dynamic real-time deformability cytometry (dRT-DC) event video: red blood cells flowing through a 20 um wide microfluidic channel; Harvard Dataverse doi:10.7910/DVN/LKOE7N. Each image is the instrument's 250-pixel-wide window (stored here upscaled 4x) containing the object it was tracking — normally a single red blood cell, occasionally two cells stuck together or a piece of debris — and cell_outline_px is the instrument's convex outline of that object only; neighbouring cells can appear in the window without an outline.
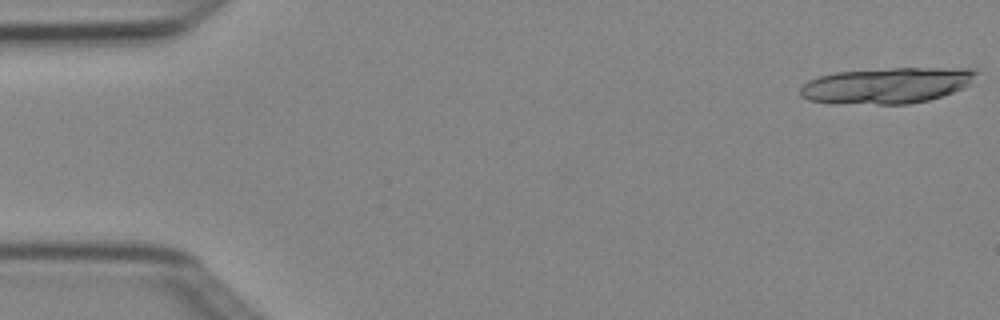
{"species": "Egyptian fruit bat (a non-hibernating species)", "species_latin": "Rousettus aegyptiacus", "temperature_condition": "cold", "stored_images_in_passage": 5, "camera_frame_rate_fps": 3000, "um_per_image_px": 0.085, "animal": {"sex": "female"}, "frame": {"image": 1, "passage_image": 1, "time_ms": 0.0, "image_size_px": [1000, 320], "cell_outline_px": [[980, 72], [964, 88], [928, 100], [908, 104], [876, 104], [808, 100], [800, 96], [800, 88], [808, 80], [820, 76], [836, 72], [892, 68], [976, 68]], "centroid_in_image_um": [75.43, 7.24], "position_along_channel_um": 9.6, "area_um2": 36.47}}